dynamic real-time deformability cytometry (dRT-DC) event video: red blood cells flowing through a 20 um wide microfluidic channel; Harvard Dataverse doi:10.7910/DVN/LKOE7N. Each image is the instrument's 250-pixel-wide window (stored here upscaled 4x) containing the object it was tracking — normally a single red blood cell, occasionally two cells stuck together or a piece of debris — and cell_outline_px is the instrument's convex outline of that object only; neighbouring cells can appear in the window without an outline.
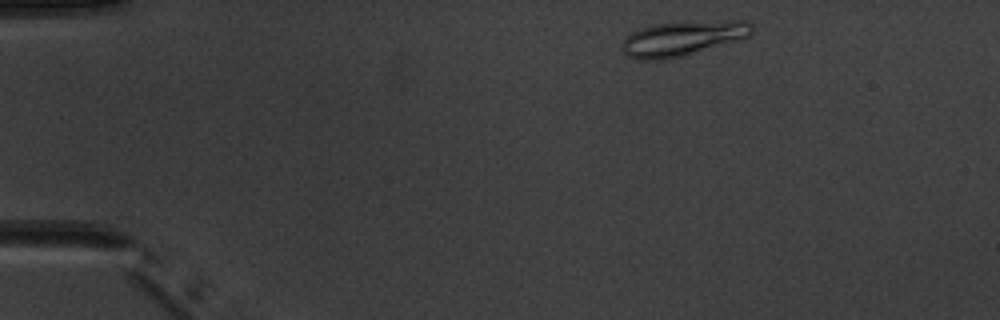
{"species": "common noctule bat (a hibernating species)", "species_latin": "Nyctalus noctula", "temperature_condition": "warm", "stored_images_in_passage": 2, "camera_frame_rate_fps": 3000, "um_per_image_px": 0.085, "animal": {"sex": "male", "body_mass_g": 20.1, "forearm_length_mm": 53.5}, "frame": {"image": 1, "passage_image": 1, "time_ms": 0.0, "image_size_px": [1000, 320], "cell_outline_px": [[752, 36], [740, 40], [684, 56], [664, 60], [640, 60], [628, 56], [624, 52], [624, 40], [632, 32], [640, 28], [652, 24], [728, 20], [748, 20], [752, 24]], "centroid_in_image_um": [58.1, 3.26], "position_along_channel_um": 26.9, "area_um2": 26.41}}